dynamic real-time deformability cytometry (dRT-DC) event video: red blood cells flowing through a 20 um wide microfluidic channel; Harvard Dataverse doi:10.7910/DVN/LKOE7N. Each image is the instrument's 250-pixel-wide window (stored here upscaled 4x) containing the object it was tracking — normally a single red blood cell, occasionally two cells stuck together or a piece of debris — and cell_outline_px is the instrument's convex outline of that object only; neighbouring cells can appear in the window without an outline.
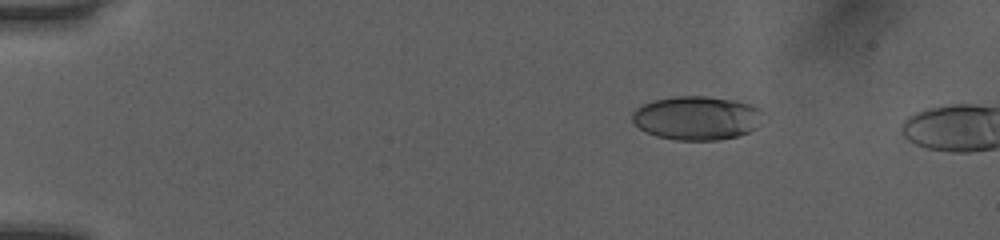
{"species": "human", "species_latin": "Homo sapiens", "temperature_condition": "room temperature", "stored_images_in_passage": 12, "camera_frame_rate_fps": 3000, "um_per_image_px": 0.085, "donor": {"sex": "female"}, "frame": {"image": 1, "passage_image": 9, "time_ms": 2.667, "image_size_px": [1000, 240], "cell_outline_px": [[764, 112], [760, 124], [756, 128], [748, 132], [736, 136], [716, 140], [676, 140], [656, 136], [640, 128], [632, 120], [632, 112], [636, 108], [652, 100], [676, 96], [704, 96], [736, 100], [752, 104], [760, 108]], "centroid_in_image_um": [59.26, 10.02], "position_along_channel_um": 25.7, "area_um2": 33.58}}